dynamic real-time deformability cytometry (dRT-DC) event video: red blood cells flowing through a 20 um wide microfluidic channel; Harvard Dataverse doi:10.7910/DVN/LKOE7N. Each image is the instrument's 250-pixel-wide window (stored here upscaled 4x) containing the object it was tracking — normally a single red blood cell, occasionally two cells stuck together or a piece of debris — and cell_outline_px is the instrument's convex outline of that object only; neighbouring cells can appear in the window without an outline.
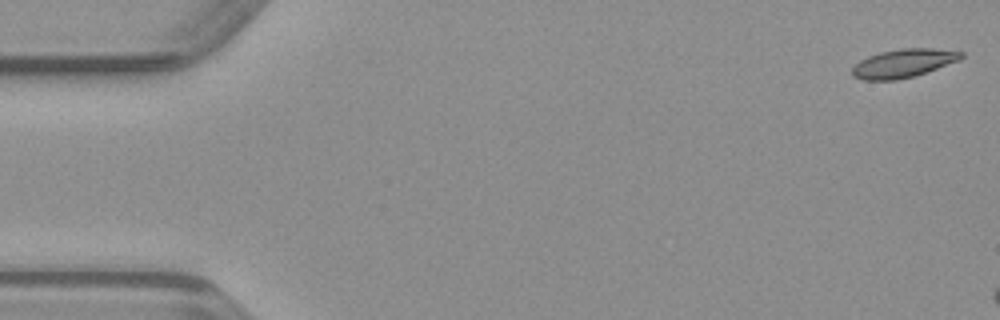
{"species": "common noctule bat (a hibernating species)", "species_latin": "Nyctalus noctula", "temperature_condition": "warm", "stored_images_in_passage": 44, "camera_frame_rate_fps": 3000, "um_per_image_px": 0.085, "animal": {"sex": "male", "body_mass_g": 23.1, "forearm_length_mm": 52.7}, "frame": {"image": 1, "passage_image": 1, "time_ms": 0.0, "image_size_px": [1000, 320], "cell_outline_px": [[964, 56], [960, 60], [912, 76], [896, 80], [864, 80], [852, 76], [852, 68], [860, 60], [868, 56], [880, 52], [900, 48], [932, 48], [964, 52]], "centroid_in_image_um": [76.77, 5.37], "position_along_channel_um": 8.2, "area_um2": 17.92}}
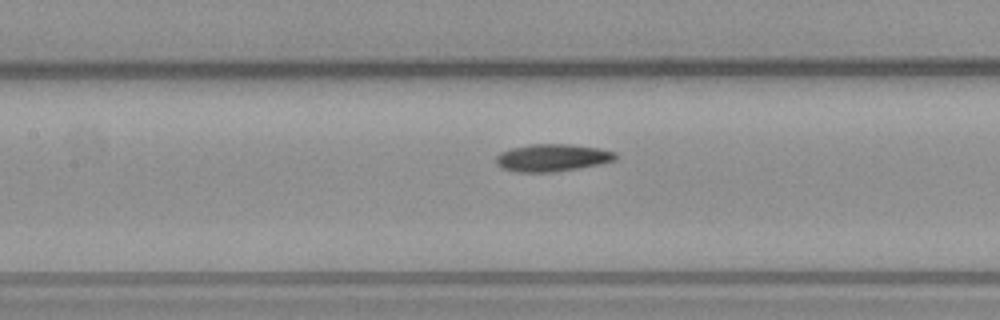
{"frame": {"image": 2, "passage_image": 22, "time_ms": 7.0, "image_size_px": [1000, 320], "cell_outline_px": [[620, 156], [616, 160], [600, 164], [580, 168], [556, 172], [516, 172], [500, 168], [496, 164], [496, 156], [500, 152], [512, 148], [532, 144], [568, 144], [600, 148], [616, 152]], "centroid_in_image_um": [46.97, 13.41], "position_along_channel_um": 160.4, "area_um2": 19.36}}
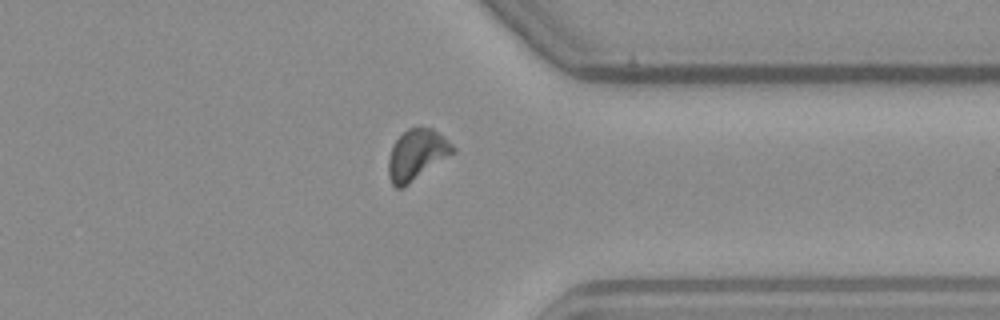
{"frame": {"image": 3, "passage_image": 38, "time_ms": 12.333, "image_size_px": [1000, 320], "cell_outline_px": [[456, 152], [404, 188], [396, 188], [392, 184], [388, 176], [388, 160], [392, 148], [396, 140], [408, 128], [420, 124], [432, 128], [444, 136], [456, 148]], "centroid_in_image_um": [35.45, 13.14], "position_along_channel_um": 376.0, "area_um2": 19.48}}